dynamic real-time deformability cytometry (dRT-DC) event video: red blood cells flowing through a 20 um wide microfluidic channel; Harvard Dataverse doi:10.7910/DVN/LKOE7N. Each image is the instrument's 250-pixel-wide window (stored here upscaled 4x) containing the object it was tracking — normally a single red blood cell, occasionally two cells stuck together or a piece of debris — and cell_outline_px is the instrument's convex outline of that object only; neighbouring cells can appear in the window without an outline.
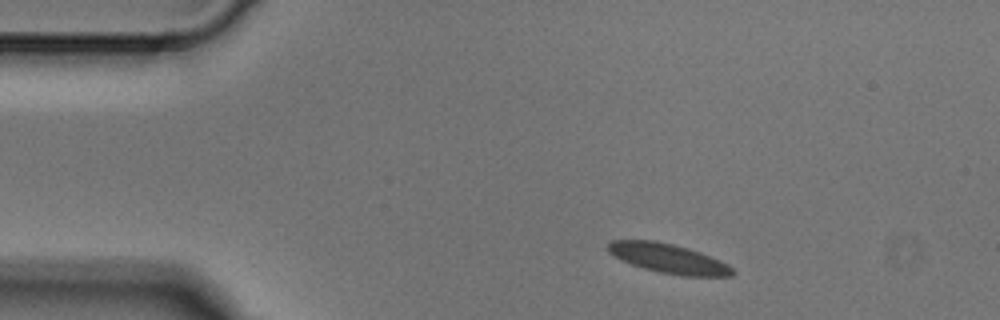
{"species": "Egyptian fruit bat (a non-hibernating species)", "species_latin": "Rousettus aegyptiacus", "temperature_condition": "cold", "stored_images_in_passage": 3, "camera_frame_rate_fps": 3000, "um_per_image_px": 0.085, "animal": {"sex": "male"}, "frame": {"image": 1, "passage_image": 1, "time_ms": 0.0, "image_size_px": [1000, 320], "cell_outline_px": [[736, 272], [732, 276], [680, 276], [660, 272], [644, 268], [620, 260], [608, 252], [608, 244], [612, 240], [652, 240], [672, 244], [688, 248], [700, 252], [720, 260], [728, 264]], "centroid_in_image_um": [56.83, 21.97], "position_along_channel_um": 28.2, "area_um2": 21.33}}
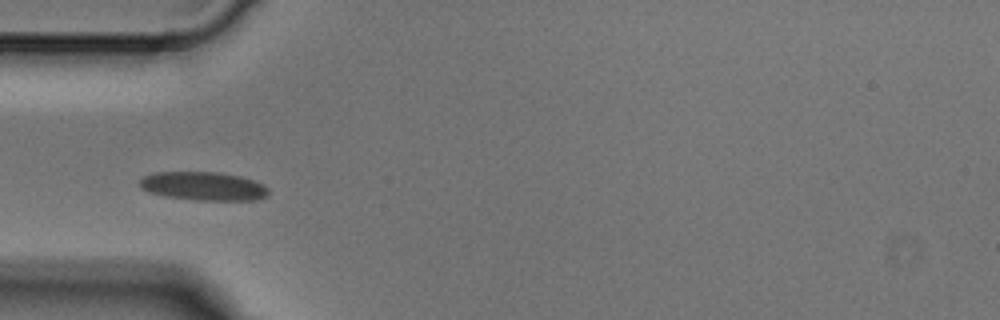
{"frame": {"image": 2, "passage_image": 3, "time_ms": 0.667, "image_size_px": [1000, 320], "cell_outline_px": [[268, 192], [264, 196], [256, 200], [196, 200], [164, 196], [148, 192], [140, 188], [140, 180], [144, 176], [152, 172], [216, 172], [240, 176], [264, 184], [268, 188]], "centroid_in_image_um": [17.25, 15.82], "position_along_channel_um": 67.7, "area_um2": 21.44}}